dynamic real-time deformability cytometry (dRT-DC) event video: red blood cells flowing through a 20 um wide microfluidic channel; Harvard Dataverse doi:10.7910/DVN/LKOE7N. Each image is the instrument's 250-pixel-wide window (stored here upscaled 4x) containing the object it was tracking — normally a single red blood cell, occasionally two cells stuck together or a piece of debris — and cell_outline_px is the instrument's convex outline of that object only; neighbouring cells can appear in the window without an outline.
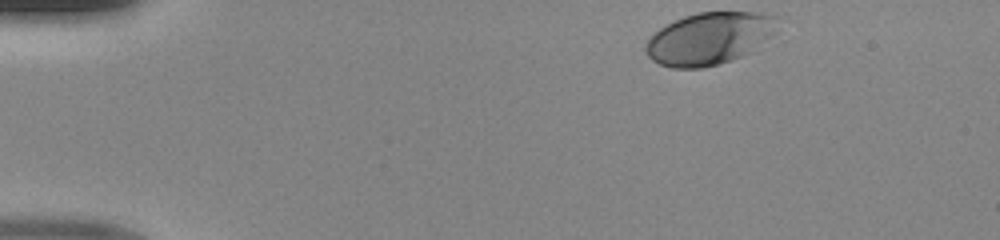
{"species": "human", "species_latin": "Homo sapiens", "temperature_condition": "room temperature", "stored_images_in_passage": 35, "camera_frame_rate_fps": 3000, "um_per_image_px": 0.085, "donor": {"sex": "male"}, "frame": {"image": 1, "passage_image": 1, "time_ms": 0.0, "image_size_px": [1000, 240], "cell_outline_px": [[776, 32], [752, 52], [732, 60], [720, 64], [700, 68], [672, 68], [660, 64], [652, 60], [648, 56], [644, 48], [648, 40], [660, 28], [684, 16], [700, 12], [760, 12], [776, 16]], "centroid_in_image_um": [60.32, 3.28], "position_along_channel_um": 24.7, "area_um2": 40.06}}
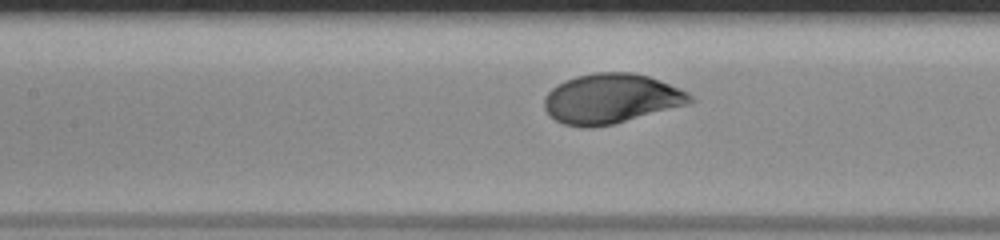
{"frame": {"image": 2, "passage_image": 17, "time_ms": 5.333, "image_size_px": [1000, 240], "cell_outline_px": [[696, 100], [688, 104], [612, 124], [592, 128], [580, 128], [564, 124], [548, 116], [544, 108], [544, 96], [556, 84], [564, 80], [576, 76], [596, 72], [632, 72], [648, 76], [680, 88], [688, 92]], "centroid_in_image_um": [51.91, 8.39], "position_along_channel_um": 155.5, "area_um2": 42.48}}
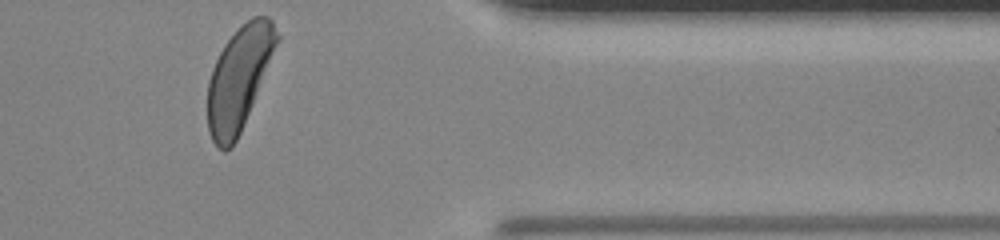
{"frame": {"image": 3, "passage_image": 35, "time_ms": 11.333, "image_size_px": [1000, 240], "cell_outline_px": [[280, 40], [240, 132], [232, 148], [224, 152], [212, 140], [208, 132], [208, 80], [212, 68], [224, 44], [252, 16], [268, 16], [272, 20], [280, 36]], "centroid_in_image_um": [20.32, 6.66], "position_along_channel_um": 391.1, "area_um2": 41.15}}